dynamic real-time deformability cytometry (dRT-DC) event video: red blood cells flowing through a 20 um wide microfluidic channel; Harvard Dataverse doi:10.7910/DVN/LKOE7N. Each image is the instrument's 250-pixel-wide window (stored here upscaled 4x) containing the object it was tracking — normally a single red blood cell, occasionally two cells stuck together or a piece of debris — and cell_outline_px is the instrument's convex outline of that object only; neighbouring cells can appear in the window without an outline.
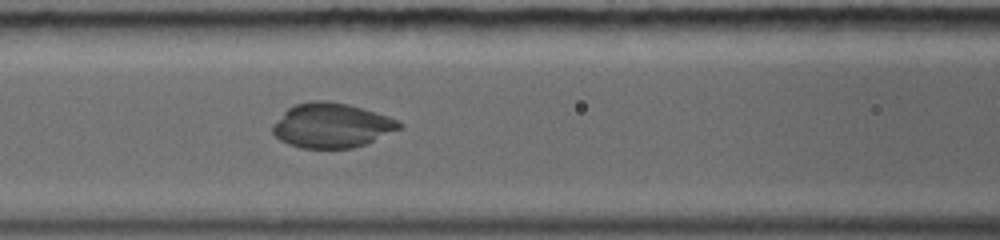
{"species": "common noctule bat (a hibernating species)", "species_latin": "Nyctalus noctula", "temperature_condition": "warm", "stored_images_in_passage": 22, "camera_frame_rate_fps": 5000, "um_per_image_px": 0.085, "animal": {"sex": "female", "body_mass_g": 19.0, "forearm_length_mm": 56.7}, "frame": {"image": 1, "passage_image": 10, "time_ms": 3.6, "image_size_px": [1000, 240], "cell_outline_px": [[404, 128], [368, 144], [352, 148], [300, 148], [288, 144], [280, 140], [272, 132], [272, 124], [288, 108], [296, 104], [312, 100], [328, 100], [348, 104], [388, 116], [404, 124]], "centroid_in_image_um": [28.22, 10.67], "position_along_channel_um": 138.4, "area_um2": 33.29}}
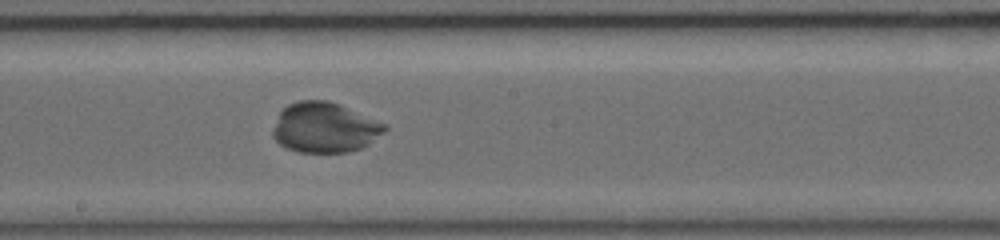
{"frame": {"image": 2, "passage_image": 14, "time_ms": 5.6, "image_size_px": [1000, 240], "cell_outline_px": [[388, 128], [384, 132], [368, 144], [360, 148], [348, 152], [296, 152], [280, 144], [272, 136], [272, 128], [280, 112], [288, 104], [300, 100], [328, 100], [340, 104], [388, 124]], "centroid_in_image_um": [27.6, 10.83], "position_along_channel_um": 220.6, "area_um2": 32.83}}
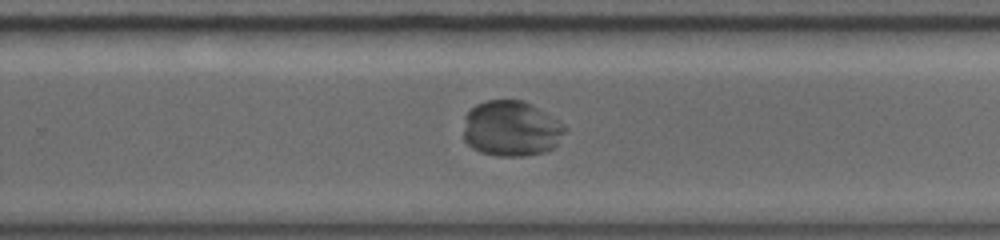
{"frame": {"image": 3, "passage_image": 17, "time_ms": 7.2, "image_size_px": [1000, 240], "cell_outline_px": [[568, 128], [556, 144], [552, 148], [544, 152], [524, 156], [500, 156], [480, 152], [472, 148], [464, 140], [464, 116], [476, 104], [488, 100], [524, 100], [552, 116]], "centroid_in_image_um": [43.44, 10.93], "position_along_channel_um": 286.4, "area_um2": 32.89}}